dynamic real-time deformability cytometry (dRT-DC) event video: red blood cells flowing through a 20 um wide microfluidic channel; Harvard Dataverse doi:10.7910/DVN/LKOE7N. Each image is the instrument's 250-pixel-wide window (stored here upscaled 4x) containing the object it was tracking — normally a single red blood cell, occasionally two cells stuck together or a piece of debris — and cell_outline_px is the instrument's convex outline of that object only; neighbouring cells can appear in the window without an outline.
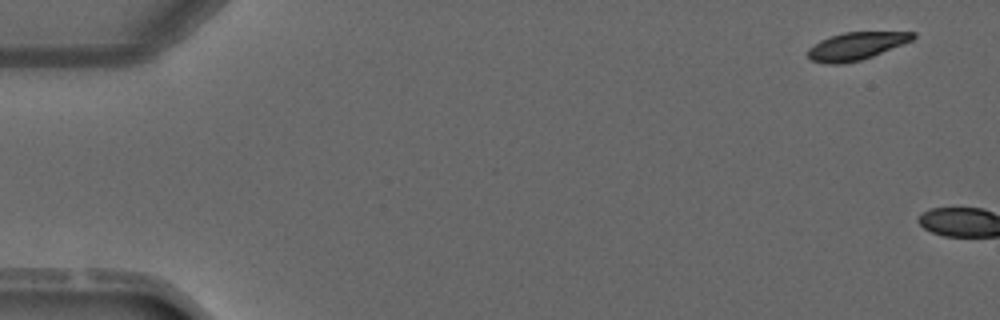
{"species": "common noctule bat (a hibernating species)", "species_latin": "Nyctalus noctula", "temperature_condition": "warm", "stored_images_in_passage": 6, "camera_frame_rate_fps": 3000, "um_per_image_px": 0.085, "animal": {"sex": "male", "forearm_length_mm": 52.5}, "frame": {"image": 1, "passage_image": 1, "time_ms": 0.0, "image_size_px": [1000, 320], "cell_outline_px": [[916, 36], [912, 40], [872, 56], [860, 60], [840, 64], [828, 64], [812, 60], [808, 56], [808, 48], [812, 44], [820, 40], [844, 32], [916, 32]], "centroid_in_image_um": [72.75, 3.91], "position_along_channel_um": 12.3, "area_um2": 16.7}}
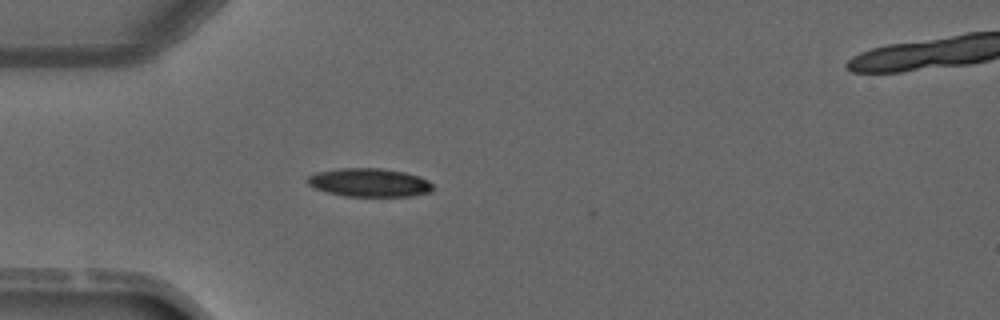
{"frame": {"image": 2, "passage_image": 5, "time_ms": 4.667, "image_size_px": [1000, 320], "cell_outline_px": [[432, 192], [412, 196], [344, 196], [328, 192], [316, 188], [308, 184], [308, 176], [316, 172], [340, 168], [380, 168], [404, 172], [420, 176], [428, 180], [432, 184]], "centroid_in_image_um": [31.42, 15.51], "position_along_channel_um": 53.6, "area_um2": 20.75}}